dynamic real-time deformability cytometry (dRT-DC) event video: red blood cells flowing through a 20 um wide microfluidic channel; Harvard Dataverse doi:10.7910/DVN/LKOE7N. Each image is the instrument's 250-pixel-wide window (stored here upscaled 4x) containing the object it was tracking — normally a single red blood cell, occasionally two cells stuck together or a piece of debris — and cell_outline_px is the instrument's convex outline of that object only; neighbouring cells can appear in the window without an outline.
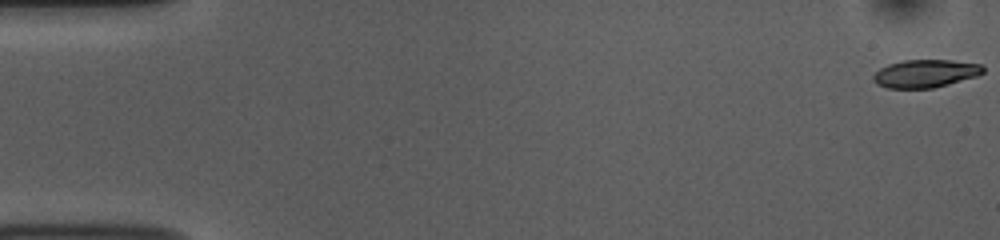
{"species": "common noctule bat (a hibernating species)", "species_latin": "Nyctalus noctula", "temperature_condition": "room temperature", "stored_images_in_passage": 54, "camera_frame_rate_fps": 3000, "um_per_image_px": 0.085, "animal": {"sex": "female", "body_mass_g": 10.0, "forearm_length_mm": 53.1}, "frame": {"image": 1, "passage_image": 1, "time_ms": 0.0, "image_size_px": [1000, 240], "cell_outline_px": [[984, 72], [976, 76], [948, 84], [932, 88], [888, 88], [876, 84], [872, 80], [872, 76], [880, 68], [888, 64], [904, 60], [952, 60], [984, 64]], "centroid_in_image_um": [78.65, 6.24], "position_along_channel_um": 6.3, "area_um2": 17.92}}
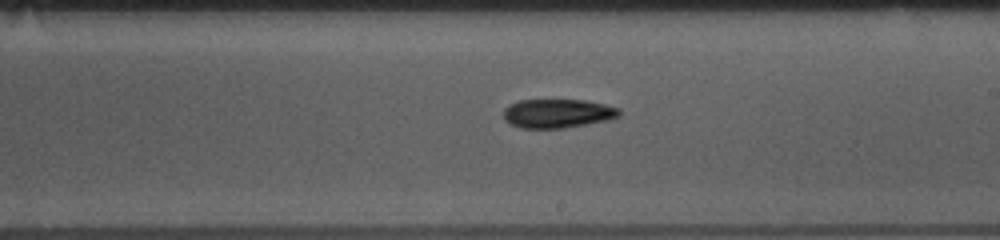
{"frame": {"image": 2, "passage_image": 31, "time_ms": 10.0, "image_size_px": [1000, 240], "cell_outline_px": [[620, 116], [608, 120], [564, 128], [520, 128], [504, 120], [504, 108], [508, 104], [520, 100], [584, 100], [604, 104], [620, 108]], "centroid_in_image_um": [47.39, 9.64], "position_along_channel_um": 241.6, "area_um2": 19.54}}
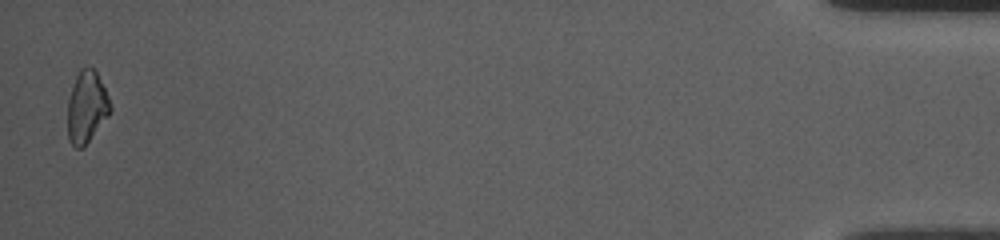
{"frame": {"image": 3, "passage_image": 53, "time_ms": 17.333, "image_size_px": [1000, 240], "cell_outline_px": [[112, 108], [108, 116], [88, 140], [80, 148], [76, 148], [68, 140], [68, 100], [76, 76], [80, 68], [92, 68], [96, 72], [108, 96]], "centroid_in_image_um": [7.36, 9.09], "position_along_channel_um": 427.8, "area_um2": 17.34}, "authors_computed_cell_mechanics": {"area_um2": 18.785, "velocity_mm_per_s": 3.7746, "shape_relaxation_time_tau1_ms": 4.6382, "shape_relaxation_time_tau2_ms": null, "deformation_change_tau1": 0.1226, "deformation_change_tau2": null}}